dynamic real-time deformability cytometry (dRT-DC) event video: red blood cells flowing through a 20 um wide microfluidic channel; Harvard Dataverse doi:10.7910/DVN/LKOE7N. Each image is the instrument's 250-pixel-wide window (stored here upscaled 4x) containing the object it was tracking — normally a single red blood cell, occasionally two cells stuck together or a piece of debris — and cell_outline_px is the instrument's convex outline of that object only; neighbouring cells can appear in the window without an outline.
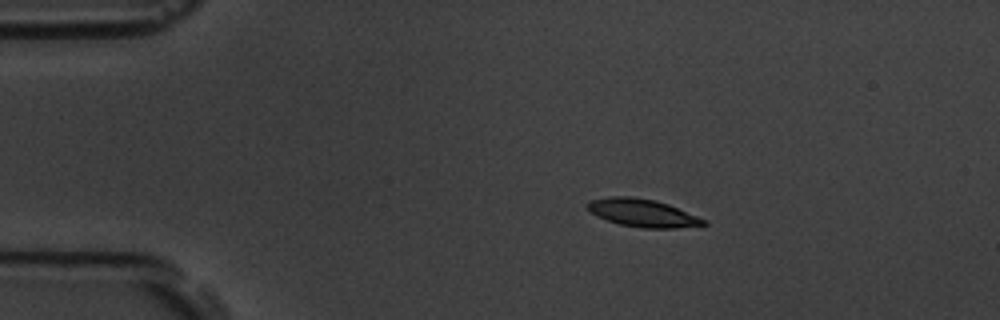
{"species": "common noctule bat (a hibernating species)", "species_latin": "Nyctalus noctula", "temperature_condition": "room temperature", "stored_images_in_passage": 4, "camera_frame_rate_fps": 3000, "um_per_image_px": 0.085, "animal": {"sex": "male", "body_mass_g": 19.5, "forearm_length_mm": 54.6}, "frame": {"image": 1, "passage_image": 1, "time_ms": 0.0, "image_size_px": [1000, 320], "cell_outline_px": [[708, 224], [676, 228], [640, 228], [620, 224], [596, 216], [588, 212], [584, 208], [584, 204], [592, 200], [612, 196], [632, 196], [656, 200], [668, 204], [708, 220]], "centroid_in_image_um": [54.59, 18.09], "position_along_channel_um": 30.4, "area_um2": 19.07}}
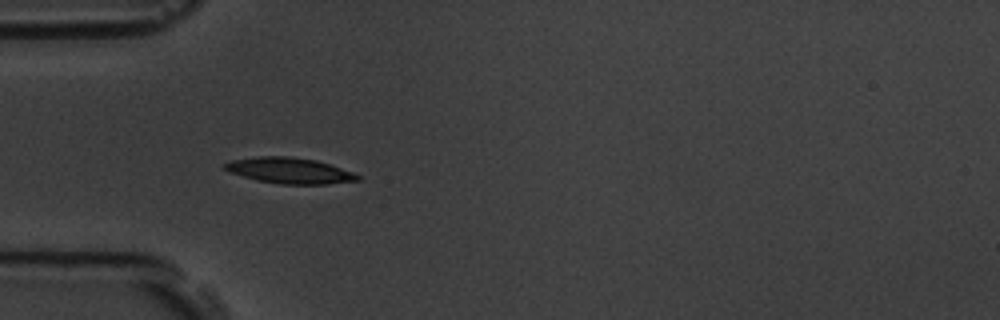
{"frame": {"image": 2, "passage_image": 3, "time_ms": 2.333, "image_size_px": [1000, 320], "cell_outline_px": [[360, 180], [328, 184], [280, 184], [256, 180], [228, 172], [220, 164], [232, 160], [260, 156], [288, 156], [316, 160], [352, 172], [360, 176]], "centroid_in_image_um": [24.56, 14.5], "position_along_channel_um": 60.4, "area_um2": 20.0}}
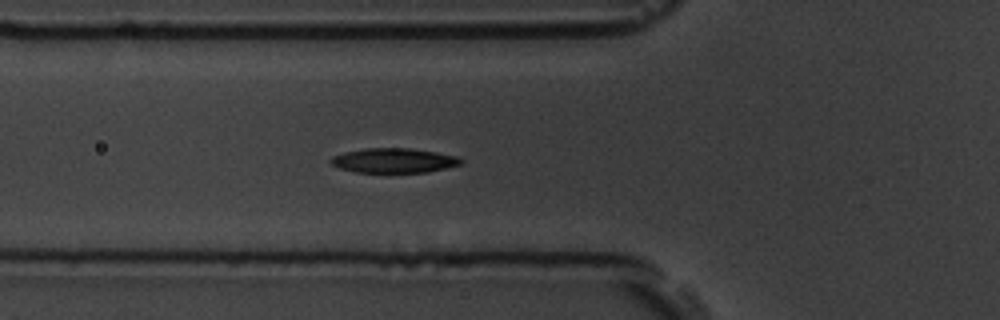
{"frame": {"image": 3, "passage_image": 4, "time_ms": 3.333, "image_size_px": [1000, 320], "cell_outline_px": [[464, 160], [460, 164], [428, 172], [356, 172], [340, 168], [332, 164], [328, 160], [332, 156], [344, 152], [364, 148], [412, 148], [436, 152], [456, 156]], "centroid_in_image_um": [33.45, 13.63], "position_along_channel_um": 92.4, "area_um2": 18.61}}